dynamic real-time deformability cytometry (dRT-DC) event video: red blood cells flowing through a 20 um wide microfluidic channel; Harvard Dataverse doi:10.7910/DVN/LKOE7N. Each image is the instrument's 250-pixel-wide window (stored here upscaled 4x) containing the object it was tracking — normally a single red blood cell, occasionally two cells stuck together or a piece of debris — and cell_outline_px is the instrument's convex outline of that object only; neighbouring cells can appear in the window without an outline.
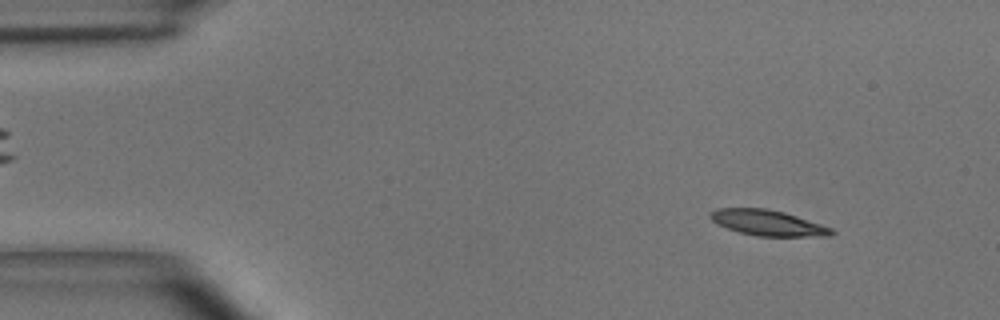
{"species": "common noctule bat (a hibernating species)", "species_latin": "Nyctalus noctula", "temperature_condition": "room temperature", "stored_images_in_passage": 48, "camera_frame_rate_fps": 3000, "um_per_image_px": 0.085, "animal": {"sex": "male", "body_mass_g": 15.6}, "frame": {"image": 1, "passage_image": 5, "time_ms": 1.333, "image_size_px": [1000, 320], "cell_outline_px": [[836, 232], [832, 236], [756, 236], [740, 232], [716, 224], [708, 216], [708, 212], [716, 208], [764, 208], [784, 212], [832, 228]], "centroid_in_image_um": [65.23, 18.94], "position_along_channel_um": 19.8, "area_um2": 18.09}}
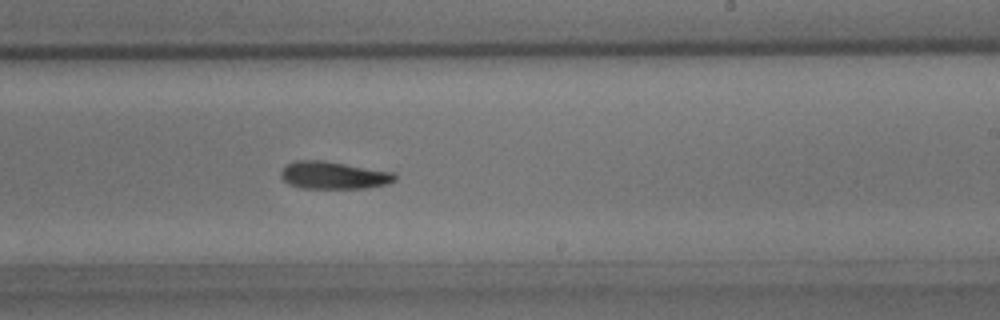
{"frame": {"image": 2, "passage_image": 29, "time_ms": 9.333, "image_size_px": [1000, 320], "cell_outline_px": [[396, 180], [388, 184], [368, 188], [300, 188], [288, 184], [280, 176], [280, 172], [288, 164], [296, 160], [324, 160], [392, 172], [396, 176]], "centroid_in_image_um": [28.35, 14.9], "position_along_channel_um": 260.7, "area_um2": 18.26}}
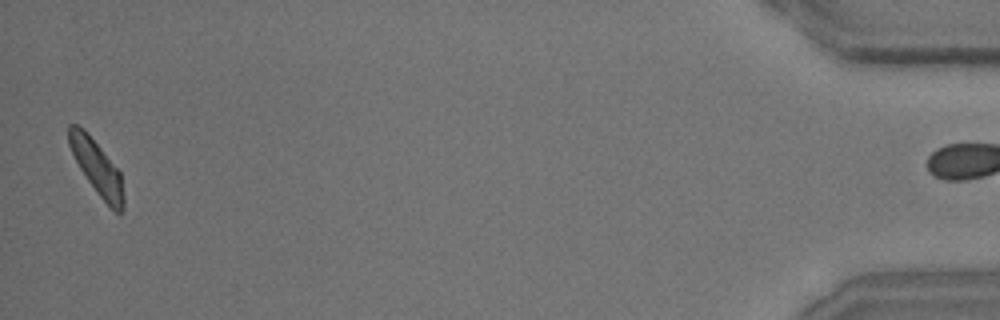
{"frame": {"image": 3, "passage_image": 48, "time_ms": 15.667, "image_size_px": [1000, 320], "cell_outline_px": [[124, 208], [120, 216], [100, 196], [88, 180], [80, 168], [68, 144], [68, 124], [76, 124], [84, 128], [120, 172], [124, 196]], "centroid_in_image_um": [8.24, 14.22], "position_along_channel_um": 427.0, "area_um2": 16.99}, "authors_computed_cell_mechanics": {"area_um2": 18.3226, "velocity_mm_per_s": 4.0524, "shape_relaxation_time_tau1_ms": 5.1177, "shape_relaxation_time_tau2_ms": null, "deformation_change_tau1": 0.142, "deformation_change_tau2": null}}